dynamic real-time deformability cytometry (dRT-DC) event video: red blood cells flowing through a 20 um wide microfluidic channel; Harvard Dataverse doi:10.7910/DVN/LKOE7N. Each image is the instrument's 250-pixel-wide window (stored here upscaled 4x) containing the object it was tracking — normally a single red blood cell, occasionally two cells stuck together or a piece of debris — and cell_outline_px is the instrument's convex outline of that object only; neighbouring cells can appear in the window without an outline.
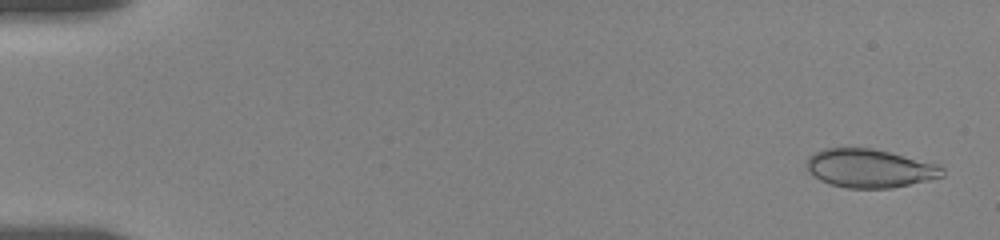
{"species": "human", "species_latin": "Homo sapiens", "temperature_condition": "room temperature", "stored_images_in_passage": 16, "camera_frame_rate_fps": 3000, "um_per_image_px": 0.085, "donor": {"sex": "female"}, "frame": {"image": 1, "passage_image": 2, "time_ms": 0.333, "image_size_px": [1000, 240], "cell_outline_px": [[944, 176], [928, 180], [892, 188], [848, 188], [828, 184], [820, 180], [808, 172], [804, 164], [808, 156], [824, 148], [872, 148], [936, 164], [944, 168]], "centroid_in_image_um": [73.87, 14.31], "position_along_channel_um": 11.1, "area_um2": 30.46}}
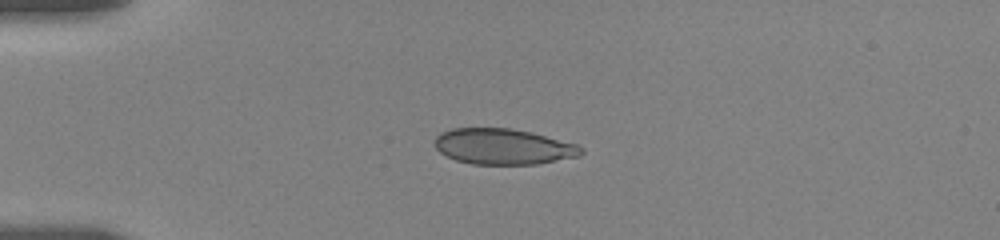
{"frame": {"image": 2, "passage_image": 10, "time_ms": 4.333, "image_size_px": [1000, 240], "cell_outline_px": [[584, 152], [580, 156], [536, 164], [472, 164], [456, 160], [440, 152], [436, 148], [436, 136], [440, 132], [452, 128], [508, 128], [532, 132], [576, 144], [584, 148]], "centroid_in_image_um": [42.79, 12.45], "position_along_channel_um": 42.2, "area_um2": 30.46}}
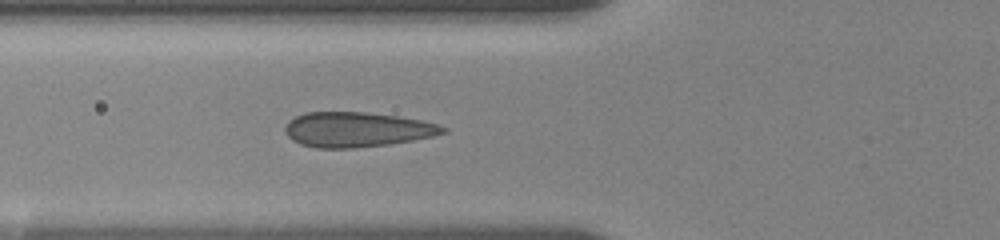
{"frame": {"image": 3, "passage_image": 16, "time_ms": 6.667, "image_size_px": [1000, 240], "cell_outline_px": [[448, 132], [432, 136], [412, 140], [388, 144], [356, 148], [316, 148], [300, 144], [292, 140], [284, 132], [284, 128], [288, 120], [304, 112], [364, 112], [396, 116], [420, 120], [436, 124], [448, 128]], "centroid_in_image_um": [30.29, 11.01], "position_along_channel_um": 95.5, "area_um2": 32.14}}